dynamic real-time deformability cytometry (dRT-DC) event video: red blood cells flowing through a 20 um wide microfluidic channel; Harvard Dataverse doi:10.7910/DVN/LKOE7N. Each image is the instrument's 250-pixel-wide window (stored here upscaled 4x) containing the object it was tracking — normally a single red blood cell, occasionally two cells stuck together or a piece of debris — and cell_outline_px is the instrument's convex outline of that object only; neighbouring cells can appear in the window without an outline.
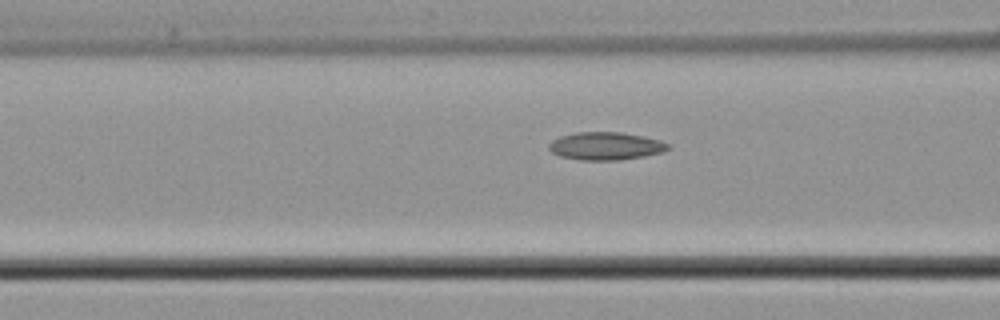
{"species": "common noctule bat (a hibernating species)", "species_latin": "Nyctalus noctula", "temperature_condition": "cold", "stored_images_in_passage": 16, "camera_frame_rate_fps": 3000, "um_per_image_px": 0.085, "animal": {"sex": "male", "body_mass_g": 21.5, "forearm_length_mm": 52.0}, "frame": {"image": 1, "passage_image": 14, "time_ms": 4.333, "image_size_px": [1000, 320], "cell_outline_px": [[672, 148], [664, 152], [644, 156], [620, 160], [580, 160], [560, 156], [552, 152], [548, 148], [548, 144], [552, 140], [560, 136], [576, 132], [620, 132], [644, 136], [660, 140], [668, 144]], "centroid_in_image_um": [51.5, 12.41], "position_along_channel_um": 115.1, "area_um2": 19.48}}